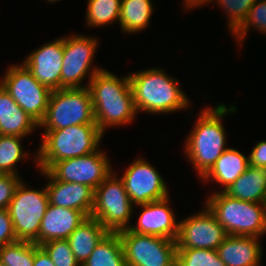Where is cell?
<instances>
[{"instance_id": "obj_1", "label": "cell", "mask_w": 266, "mask_h": 266, "mask_svg": "<svg viewBox=\"0 0 266 266\" xmlns=\"http://www.w3.org/2000/svg\"><path fill=\"white\" fill-rule=\"evenodd\" d=\"M115 75L103 69L88 85L95 121L103 134L108 127L128 125L137 116L129 74L122 78Z\"/></svg>"}, {"instance_id": "obj_2", "label": "cell", "mask_w": 266, "mask_h": 266, "mask_svg": "<svg viewBox=\"0 0 266 266\" xmlns=\"http://www.w3.org/2000/svg\"><path fill=\"white\" fill-rule=\"evenodd\" d=\"M235 106L227 107L223 103L217 104L213 109L207 106L199 112L192 131L186 137L185 156L188 157V163L191 162L199 178L209 171L228 148L225 146L227 135L222 119L236 112Z\"/></svg>"}, {"instance_id": "obj_3", "label": "cell", "mask_w": 266, "mask_h": 266, "mask_svg": "<svg viewBox=\"0 0 266 266\" xmlns=\"http://www.w3.org/2000/svg\"><path fill=\"white\" fill-rule=\"evenodd\" d=\"M137 113L165 114L187 109L190 99L179 87L178 79L164 69L149 68L129 74Z\"/></svg>"}, {"instance_id": "obj_4", "label": "cell", "mask_w": 266, "mask_h": 266, "mask_svg": "<svg viewBox=\"0 0 266 266\" xmlns=\"http://www.w3.org/2000/svg\"><path fill=\"white\" fill-rule=\"evenodd\" d=\"M103 136L97 124L45 130L40 139L42 143L38 146L33 160L39 170L46 171L55 162L95 152Z\"/></svg>"}, {"instance_id": "obj_5", "label": "cell", "mask_w": 266, "mask_h": 266, "mask_svg": "<svg viewBox=\"0 0 266 266\" xmlns=\"http://www.w3.org/2000/svg\"><path fill=\"white\" fill-rule=\"evenodd\" d=\"M204 203L228 235L260 238L266 234L265 203L243 201L219 190Z\"/></svg>"}, {"instance_id": "obj_6", "label": "cell", "mask_w": 266, "mask_h": 266, "mask_svg": "<svg viewBox=\"0 0 266 266\" xmlns=\"http://www.w3.org/2000/svg\"><path fill=\"white\" fill-rule=\"evenodd\" d=\"M82 124H96L88 87L52 90L39 128L58 130Z\"/></svg>"}, {"instance_id": "obj_7", "label": "cell", "mask_w": 266, "mask_h": 266, "mask_svg": "<svg viewBox=\"0 0 266 266\" xmlns=\"http://www.w3.org/2000/svg\"><path fill=\"white\" fill-rule=\"evenodd\" d=\"M133 207L123 180L113 171L94 190L90 217L97 219L109 232L118 233L130 227Z\"/></svg>"}, {"instance_id": "obj_8", "label": "cell", "mask_w": 266, "mask_h": 266, "mask_svg": "<svg viewBox=\"0 0 266 266\" xmlns=\"http://www.w3.org/2000/svg\"><path fill=\"white\" fill-rule=\"evenodd\" d=\"M48 205L46 187L40 190L29 189L21 180L8 206L17 240L39 245L40 224Z\"/></svg>"}, {"instance_id": "obj_9", "label": "cell", "mask_w": 266, "mask_h": 266, "mask_svg": "<svg viewBox=\"0 0 266 266\" xmlns=\"http://www.w3.org/2000/svg\"><path fill=\"white\" fill-rule=\"evenodd\" d=\"M0 80L12 99L39 124L45 116L52 90L40 84L23 63L9 66Z\"/></svg>"}, {"instance_id": "obj_10", "label": "cell", "mask_w": 266, "mask_h": 266, "mask_svg": "<svg viewBox=\"0 0 266 266\" xmlns=\"http://www.w3.org/2000/svg\"><path fill=\"white\" fill-rule=\"evenodd\" d=\"M126 266H174L177 262L175 240L143 235L125 229L118 232Z\"/></svg>"}, {"instance_id": "obj_11", "label": "cell", "mask_w": 266, "mask_h": 266, "mask_svg": "<svg viewBox=\"0 0 266 266\" xmlns=\"http://www.w3.org/2000/svg\"><path fill=\"white\" fill-rule=\"evenodd\" d=\"M70 36H64L61 89L85 88L88 87L94 75L104 69L98 68V66L93 68L92 66L93 57H95V51L99 45L98 39L80 34H72ZM86 77H89V80L85 85L82 81Z\"/></svg>"}, {"instance_id": "obj_12", "label": "cell", "mask_w": 266, "mask_h": 266, "mask_svg": "<svg viewBox=\"0 0 266 266\" xmlns=\"http://www.w3.org/2000/svg\"><path fill=\"white\" fill-rule=\"evenodd\" d=\"M107 154L99 147L95 152L53 163L46 171L55 179L80 183L95 190L114 170Z\"/></svg>"}, {"instance_id": "obj_13", "label": "cell", "mask_w": 266, "mask_h": 266, "mask_svg": "<svg viewBox=\"0 0 266 266\" xmlns=\"http://www.w3.org/2000/svg\"><path fill=\"white\" fill-rule=\"evenodd\" d=\"M228 236L216 216L206 206L199 213L179 221L177 249L199 248L217 250Z\"/></svg>"}, {"instance_id": "obj_14", "label": "cell", "mask_w": 266, "mask_h": 266, "mask_svg": "<svg viewBox=\"0 0 266 266\" xmlns=\"http://www.w3.org/2000/svg\"><path fill=\"white\" fill-rule=\"evenodd\" d=\"M133 205H142L169 197L168 188L158 170L147 160L136 158L122 177Z\"/></svg>"}, {"instance_id": "obj_15", "label": "cell", "mask_w": 266, "mask_h": 266, "mask_svg": "<svg viewBox=\"0 0 266 266\" xmlns=\"http://www.w3.org/2000/svg\"><path fill=\"white\" fill-rule=\"evenodd\" d=\"M64 37L57 38L32 51L23 64L34 78L51 90L61 89Z\"/></svg>"}, {"instance_id": "obj_16", "label": "cell", "mask_w": 266, "mask_h": 266, "mask_svg": "<svg viewBox=\"0 0 266 266\" xmlns=\"http://www.w3.org/2000/svg\"><path fill=\"white\" fill-rule=\"evenodd\" d=\"M169 198L138 205L142 211L138 216L137 224L136 226L130 225L128 229L137 234L153 235L176 241L179 221H176Z\"/></svg>"}, {"instance_id": "obj_17", "label": "cell", "mask_w": 266, "mask_h": 266, "mask_svg": "<svg viewBox=\"0 0 266 266\" xmlns=\"http://www.w3.org/2000/svg\"><path fill=\"white\" fill-rule=\"evenodd\" d=\"M49 181L45 184L49 204L81 211L86 217L94 205V190L84 184L55 180L47 171L39 170Z\"/></svg>"}, {"instance_id": "obj_18", "label": "cell", "mask_w": 266, "mask_h": 266, "mask_svg": "<svg viewBox=\"0 0 266 266\" xmlns=\"http://www.w3.org/2000/svg\"><path fill=\"white\" fill-rule=\"evenodd\" d=\"M86 218L81 211L49 204L40 224L39 246L50 240H66Z\"/></svg>"}, {"instance_id": "obj_19", "label": "cell", "mask_w": 266, "mask_h": 266, "mask_svg": "<svg viewBox=\"0 0 266 266\" xmlns=\"http://www.w3.org/2000/svg\"><path fill=\"white\" fill-rule=\"evenodd\" d=\"M259 237L228 235L217 248L226 266H261L262 248Z\"/></svg>"}, {"instance_id": "obj_20", "label": "cell", "mask_w": 266, "mask_h": 266, "mask_svg": "<svg viewBox=\"0 0 266 266\" xmlns=\"http://www.w3.org/2000/svg\"><path fill=\"white\" fill-rule=\"evenodd\" d=\"M38 127L39 124L0 85V135L24 138Z\"/></svg>"}, {"instance_id": "obj_21", "label": "cell", "mask_w": 266, "mask_h": 266, "mask_svg": "<svg viewBox=\"0 0 266 266\" xmlns=\"http://www.w3.org/2000/svg\"><path fill=\"white\" fill-rule=\"evenodd\" d=\"M249 166L248 157L237 149L227 148L201 180L217 182L224 192Z\"/></svg>"}, {"instance_id": "obj_22", "label": "cell", "mask_w": 266, "mask_h": 266, "mask_svg": "<svg viewBox=\"0 0 266 266\" xmlns=\"http://www.w3.org/2000/svg\"><path fill=\"white\" fill-rule=\"evenodd\" d=\"M108 233L97 219L87 217L66 239L81 266Z\"/></svg>"}, {"instance_id": "obj_23", "label": "cell", "mask_w": 266, "mask_h": 266, "mask_svg": "<svg viewBox=\"0 0 266 266\" xmlns=\"http://www.w3.org/2000/svg\"><path fill=\"white\" fill-rule=\"evenodd\" d=\"M243 201L266 202V169L249 166L225 191Z\"/></svg>"}, {"instance_id": "obj_24", "label": "cell", "mask_w": 266, "mask_h": 266, "mask_svg": "<svg viewBox=\"0 0 266 266\" xmlns=\"http://www.w3.org/2000/svg\"><path fill=\"white\" fill-rule=\"evenodd\" d=\"M152 0H121L119 25L128 35L147 29L154 11Z\"/></svg>"}, {"instance_id": "obj_25", "label": "cell", "mask_w": 266, "mask_h": 266, "mask_svg": "<svg viewBox=\"0 0 266 266\" xmlns=\"http://www.w3.org/2000/svg\"><path fill=\"white\" fill-rule=\"evenodd\" d=\"M82 266H126L119 234L109 232Z\"/></svg>"}, {"instance_id": "obj_26", "label": "cell", "mask_w": 266, "mask_h": 266, "mask_svg": "<svg viewBox=\"0 0 266 266\" xmlns=\"http://www.w3.org/2000/svg\"><path fill=\"white\" fill-rule=\"evenodd\" d=\"M86 25L102 27L119 22L121 0H87Z\"/></svg>"}, {"instance_id": "obj_27", "label": "cell", "mask_w": 266, "mask_h": 266, "mask_svg": "<svg viewBox=\"0 0 266 266\" xmlns=\"http://www.w3.org/2000/svg\"><path fill=\"white\" fill-rule=\"evenodd\" d=\"M21 139L23 137L0 135V174L20 175L15 165L29 157V153L23 151Z\"/></svg>"}, {"instance_id": "obj_28", "label": "cell", "mask_w": 266, "mask_h": 266, "mask_svg": "<svg viewBox=\"0 0 266 266\" xmlns=\"http://www.w3.org/2000/svg\"><path fill=\"white\" fill-rule=\"evenodd\" d=\"M35 243L21 241L0 247V261L6 266H33Z\"/></svg>"}, {"instance_id": "obj_29", "label": "cell", "mask_w": 266, "mask_h": 266, "mask_svg": "<svg viewBox=\"0 0 266 266\" xmlns=\"http://www.w3.org/2000/svg\"><path fill=\"white\" fill-rule=\"evenodd\" d=\"M250 28H255L266 35V0H257L241 25L232 33L238 46L242 47Z\"/></svg>"}, {"instance_id": "obj_30", "label": "cell", "mask_w": 266, "mask_h": 266, "mask_svg": "<svg viewBox=\"0 0 266 266\" xmlns=\"http://www.w3.org/2000/svg\"><path fill=\"white\" fill-rule=\"evenodd\" d=\"M179 266H226L217 250L188 248L177 249Z\"/></svg>"}, {"instance_id": "obj_31", "label": "cell", "mask_w": 266, "mask_h": 266, "mask_svg": "<svg viewBox=\"0 0 266 266\" xmlns=\"http://www.w3.org/2000/svg\"><path fill=\"white\" fill-rule=\"evenodd\" d=\"M257 0H214L212 3H217L223 8L228 18V28L230 33H233L244 21L248 15L249 9Z\"/></svg>"}, {"instance_id": "obj_32", "label": "cell", "mask_w": 266, "mask_h": 266, "mask_svg": "<svg viewBox=\"0 0 266 266\" xmlns=\"http://www.w3.org/2000/svg\"><path fill=\"white\" fill-rule=\"evenodd\" d=\"M55 266H81L67 240H50L40 245Z\"/></svg>"}, {"instance_id": "obj_33", "label": "cell", "mask_w": 266, "mask_h": 266, "mask_svg": "<svg viewBox=\"0 0 266 266\" xmlns=\"http://www.w3.org/2000/svg\"><path fill=\"white\" fill-rule=\"evenodd\" d=\"M22 177L12 174H0V209H8L14 192Z\"/></svg>"}, {"instance_id": "obj_34", "label": "cell", "mask_w": 266, "mask_h": 266, "mask_svg": "<svg viewBox=\"0 0 266 266\" xmlns=\"http://www.w3.org/2000/svg\"><path fill=\"white\" fill-rule=\"evenodd\" d=\"M12 220L8 209H0V247L16 242Z\"/></svg>"}, {"instance_id": "obj_35", "label": "cell", "mask_w": 266, "mask_h": 266, "mask_svg": "<svg viewBox=\"0 0 266 266\" xmlns=\"http://www.w3.org/2000/svg\"><path fill=\"white\" fill-rule=\"evenodd\" d=\"M249 165L255 168L266 169V140L255 144L248 155Z\"/></svg>"}, {"instance_id": "obj_36", "label": "cell", "mask_w": 266, "mask_h": 266, "mask_svg": "<svg viewBox=\"0 0 266 266\" xmlns=\"http://www.w3.org/2000/svg\"><path fill=\"white\" fill-rule=\"evenodd\" d=\"M33 266H55L46 251L36 243Z\"/></svg>"}, {"instance_id": "obj_37", "label": "cell", "mask_w": 266, "mask_h": 266, "mask_svg": "<svg viewBox=\"0 0 266 266\" xmlns=\"http://www.w3.org/2000/svg\"><path fill=\"white\" fill-rule=\"evenodd\" d=\"M213 1L214 0H183V6L186 10L191 11L189 9L201 7L202 5H208V3L212 4Z\"/></svg>"}, {"instance_id": "obj_38", "label": "cell", "mask_w": 266, "mask_h": 266, "mask_svg": "<svg viewBox=\"0 0 266 266\" xmlns=\"http://www.w3.org/2000/svg\"><path fill=\"white\" fill-rule=\"evenodd\" d=\"M57 1H60V0H47V3L49 2V3H55V2H57Z\"/></svg>"}, {"instance_id": "obj_39", "label": "cell", "mask_w": 266, "mask_h": 266, "mask_svg": "<svg viewBox=\"0 0 266 266\" xmlns=\"http://www.w3.org/2000/svg\"><path fill=\"white\" fill-rule=\"evenodd\" d=\"M0 266H6V265L0 261Z\"/></svg>"}]
</instances>
